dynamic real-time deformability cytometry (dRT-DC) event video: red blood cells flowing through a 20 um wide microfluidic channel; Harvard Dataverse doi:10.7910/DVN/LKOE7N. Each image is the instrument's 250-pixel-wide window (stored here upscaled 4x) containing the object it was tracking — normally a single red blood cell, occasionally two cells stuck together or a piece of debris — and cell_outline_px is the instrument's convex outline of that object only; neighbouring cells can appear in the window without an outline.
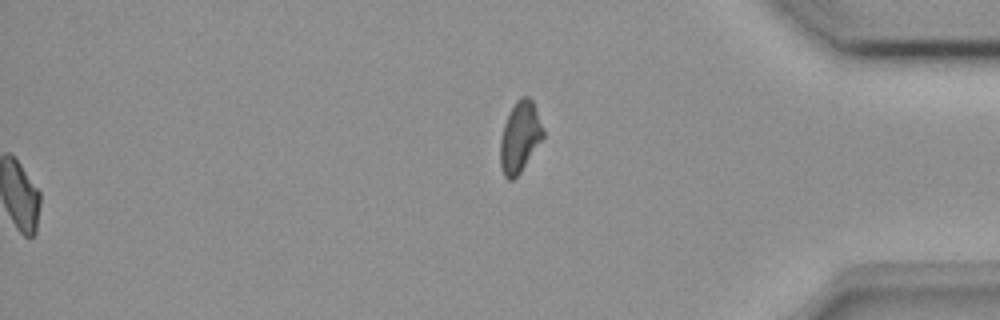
{"species": "common noctule bat (a hibernating species)", "species_latin": "Nyctalus noctula", "temperature_condition": "room temperature", "stored_images_in_passage": 46, "segment_of_instrument_passage": [2, 2], "camera_frame_rate_fps": 3000, "um_per_image_px": 0.085, "animal": {"sex": "female", "body_mass_g": 18.4}, "frame": {"image": 1, "passage_image": 46, "time_ms": 15.0, "image_size_px": [1000, 320], "cell_outline_px": [[544, 136], [520, 172], [512, 180], [508, 180], [504, 176], [500, 168], [500, 140], [504, 124], [508, 112], [516, 100], [520, 96], [528, 96], [532, 100], [544, 128]], "centroid_in_image_um": [44.17, 11.62], "position_along_channel_um": 391.0, "area_um2": 17.74}}